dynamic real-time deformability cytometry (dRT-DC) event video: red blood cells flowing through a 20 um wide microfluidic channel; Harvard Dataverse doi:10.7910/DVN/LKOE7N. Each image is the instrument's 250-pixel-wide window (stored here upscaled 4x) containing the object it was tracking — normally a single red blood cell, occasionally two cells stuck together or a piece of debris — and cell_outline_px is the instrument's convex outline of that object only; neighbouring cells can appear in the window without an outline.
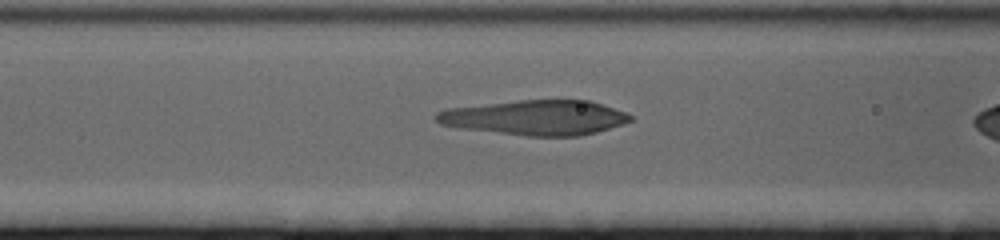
{"species": "human", "species_latin": "Homo sapiens", "temperature_condition": "cold", "stored_images_in_passage": 44, "camera_frame_rate_fps": 3000, "um_per_image_px": 0.085, "donor": {"sex": "female"}, "frame": {"image": 1, "passage_image": 20, "time_ms": 6.333, "image_size_px": [1000, 240], "cell_outline_px": [[632, 120], [624, 124], [596, 132], [580, 136], [528, 136], [456, 128], [440, 124], [436, 120], [436, 112], [448, 108], [520, 100], [588, 100], [624, 112], [632, 116]], "centroid_in_image_um": [45.49, 10.0], "position_along_channel_um": 121.1, "area_um2": 39.36}}
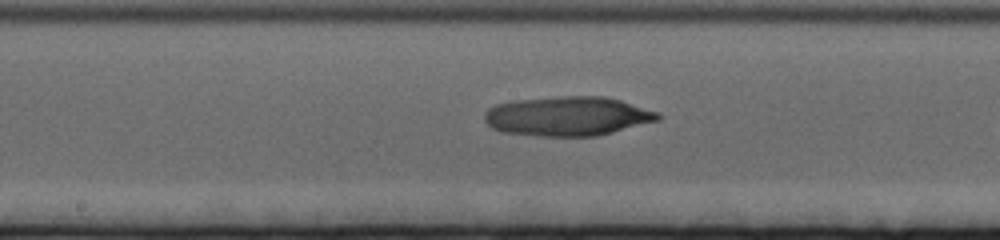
{"frame": {"image": 2, "passage_image": 27, "time_ms": 8.667, "image_size_px": [1000, 240], "cell_outline_px": [[664, 116], [660, 120], [596, 136], [540, 136], [500, 132], [492, 128], [484, 120], [484, 112], [488, 108], [496, 104], [512, 100], [560, 96], [604, 96], [620, 100], [660, 112]], "centroid_in_image_um": [48.25, 9.87], "position_along_channel_um": 200.0, "area_um2": 40.17}}
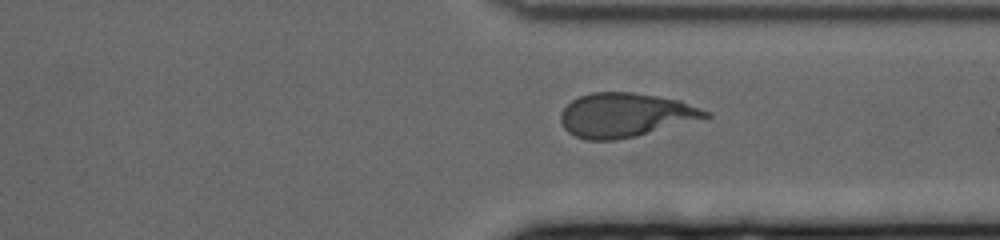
{"frame": {"image": 3, "passage_image": 41, "time_ms": 13.333, "image_size_px": [1000, 240], "cell_outline_px": [[712, 116], [636, 136], [616, 140], [584, 140], [568, 132], [564, 128], [560, 120], [560, 112], [572, 100], [580, 96], [592, 92], [632, 92], [680, 100], [712, 112]], "centroid_in_image_um": [53.14, 9.78], "position_along_channel_um": 358.3, "area_um2": 37.17}}